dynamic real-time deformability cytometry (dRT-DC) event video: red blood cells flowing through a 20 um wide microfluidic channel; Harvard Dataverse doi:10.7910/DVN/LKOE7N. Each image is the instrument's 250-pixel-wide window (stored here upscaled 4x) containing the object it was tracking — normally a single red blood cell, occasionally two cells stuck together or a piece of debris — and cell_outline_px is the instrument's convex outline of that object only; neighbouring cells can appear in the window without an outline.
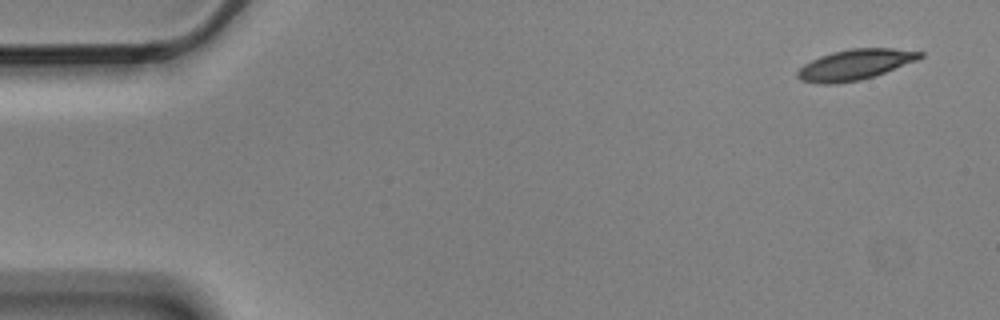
{"species": "Egyptian fruit bat (a non-hibernating species)", "species_latin": "Rousettus aegyptiacus", "temperature_condition": "cold", "stored_images_in_passage": 6, "segment_of_instrument_passage": [2, 2], "camera_frame_rate_fps": 3000, "um_per_image_px": 0.085, "animal": {"sex": "male"}, "frame": {"image": 1, "passage_image": 6, "time_ms": 1.667, "image_size_px": [1000, 320], "cell_outline_px": [[924, 56], [916, 60], [884, 72], [860, 80], [836, 84], [820, 84], [800, 80], [796, 76], [796, 72], [804, 64], [820, 56], [832, 52], [852, 48], [892, 48], [924, 52]], "centroid_in_image_um": [72.64, 5.49], "position_along_channel_um": 12.4, "area_um2": 21.62}}